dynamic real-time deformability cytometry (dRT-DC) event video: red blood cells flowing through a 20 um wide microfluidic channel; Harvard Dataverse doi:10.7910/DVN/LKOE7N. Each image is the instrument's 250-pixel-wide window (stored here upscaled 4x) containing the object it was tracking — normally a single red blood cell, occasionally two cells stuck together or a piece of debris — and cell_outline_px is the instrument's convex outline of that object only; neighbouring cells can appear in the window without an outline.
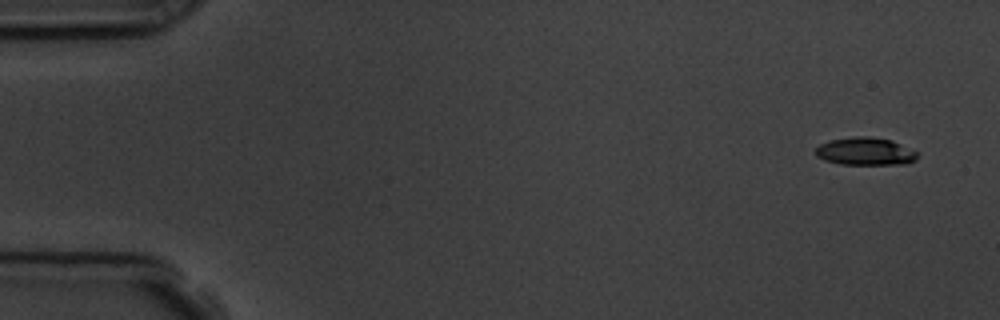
{"species": "common noctule bat (a hibernating species)", "species_latin": "Nyctalus noctula", "temperature_condition": "room temperature", "stored_images_in_passage": 3, "camera_frame_rate_fps": 3000, "um_per_image_px": 0.085, "animal": {"sex": "male", "body_mass_g": 19.5, "forearm_length_mm": 54.6}, "frame": {"image": 1, "passage_image": 1, "time_ms": 0.0, "image_size_px": [1000, 320], "cell_outline_px": [[916, 160], [908, 164], [840, 164], [824, 160], [816, 156], [816, 148], [820, 144], [828, 140], [856, 136], [868, 136], [892, 140], [916, 152]], "centroid_in_image_um": [73.52, 12.87], "position_along_channel_um": 11.5, "area_um2": 16.42}}